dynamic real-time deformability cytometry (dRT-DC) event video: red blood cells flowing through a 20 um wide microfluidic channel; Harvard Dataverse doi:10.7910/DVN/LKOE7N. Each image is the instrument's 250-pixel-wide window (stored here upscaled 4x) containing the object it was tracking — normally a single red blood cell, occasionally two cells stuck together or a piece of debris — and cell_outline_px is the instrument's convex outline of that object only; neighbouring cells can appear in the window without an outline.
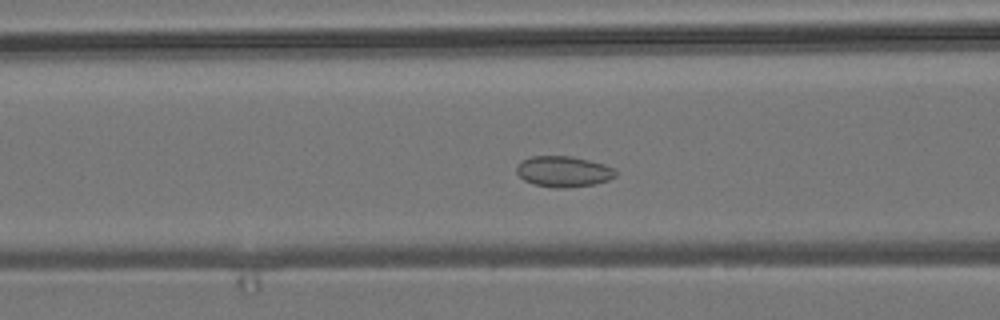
{"species": "common noctule bat (a hibernating species)", "species_latin": "Nyctalus noctula", "temperature_condition": "room temperature", "stored_images_in_passage": 44, "camera_frame_rate_fps": 3000, "um_per_image_px": 0.085, "animal": {"sex": "male", "body_mass_g": 19.2, "forearm_length_mm": 51.8}, "frame": {"image": 1, "passage_image": 11, "time_ms": 3.333, "image_size_px": [1000, 320], "cell_outline_px": [[616, 176], [608, 180], [596, 184], [564, 188], [556, 188], [536, 184], [524, 180], [516, 172], [516, 168], [520, 160], [532, 156], [572, 156], [604, 164], [616, 168]], "centroid_in_image_um": [47.91, 14.57], "position_along_channel_um": 118.7, "area_um2": 17.86}}
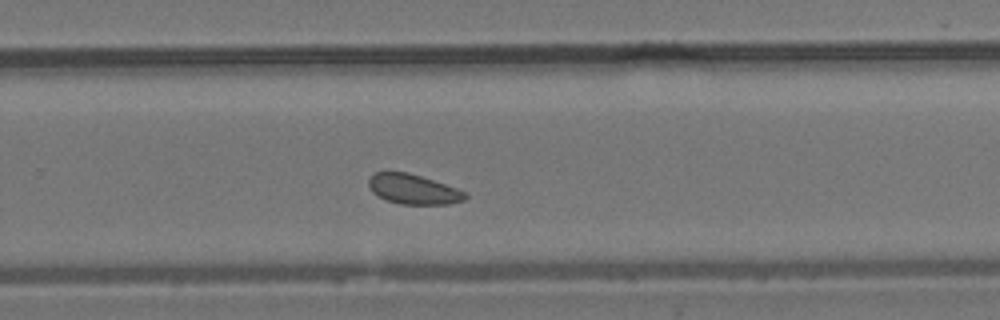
{"frame": {"image": 2, "passage_image": 25, "time_ms": 8.0, "image_size_px": [1000, 320], "cell_outline_px": [[468, 196], [464, 200], [448, 204], [400, 204], [384, 200], [376, 196], [372, 192], [368, 184], [368, 180], [372, 172], [408, 172], [456, 188], [464, 192]], "centroid_in_image_um": [35.06, 16.09], "position_along_channel_um": 294.7, "area_um2": 16.82}}
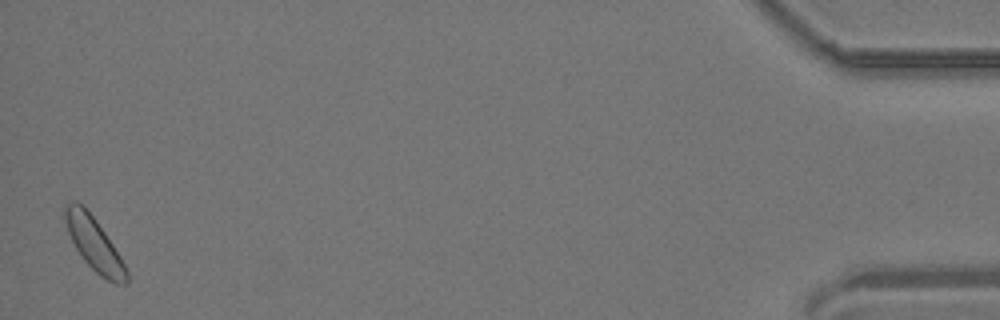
{"frame": {"image": 3, "passage_image": 43, "time_ms": 14.0, "image_size_px": [1000, 320], "cell_outline_px": [[128, 284], [116, 284], [100, 276], [80, 256], [68, 232], [64, 220], [64, 204], [72, 200], [76, 200], [92, 216], [104, 232], [120, 256], [128, 272]], "centroid_in_image_um": [7.99, 20.74], "position_along_channel_um": 427.2, "area_um2": 18.73}}